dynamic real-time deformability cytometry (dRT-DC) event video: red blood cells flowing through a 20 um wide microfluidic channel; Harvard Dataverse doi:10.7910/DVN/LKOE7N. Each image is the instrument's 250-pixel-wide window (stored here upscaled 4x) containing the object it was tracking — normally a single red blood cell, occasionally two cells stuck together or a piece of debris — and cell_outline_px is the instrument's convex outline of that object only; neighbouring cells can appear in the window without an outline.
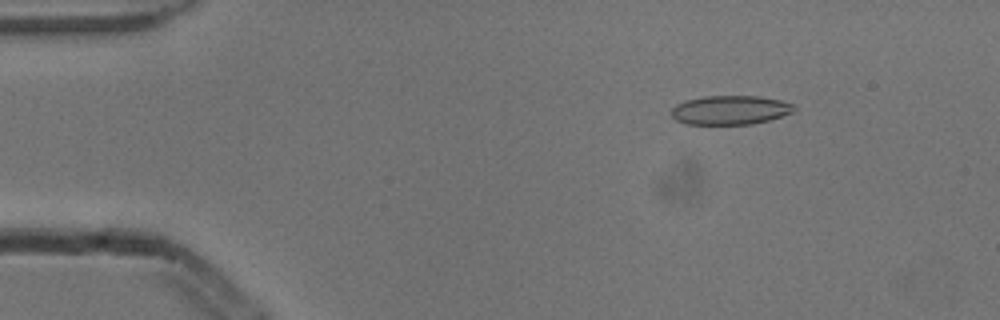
{"species": "common noctule bat (a hibernating species)", "species_latin": "Nyctalus noctula", "temperature_condition": "cold", "stored_images_in_passage": 53, "camera_frame_rate_fps": 3000, "um_per_image_px": 0.085, "animal": {"sex": "male", "body_mass_g": 13.3}, "frame": {"image": 1, "passage_image": 8, "time_ms": 2.333, "image_size_px": [1000, 320], "cell_outline_px": [[796, 108], [792, 112], [784, 116], [752, 124], [684, 124], [676, 120], [672, 116], [672, 108], [676, 104], [684, 100], [704, 96], [760, 96], [780, 100], [792, 104]], "centroid_in_image_um": [62.05, 9.35], "position_along_channel_um": 22.9, "area_um2": 20.87}}
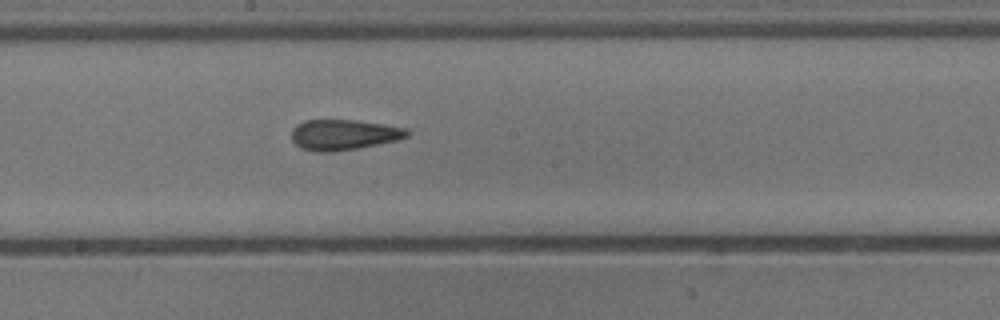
{"frame": {"image": 2, "passage_image": 29, "time_ms": 9.333, "image_size_px": [1000, 320], "cell_outline_px": [[412, 132], [408, 136], [396, 140], [356, 148], [332, 152], [320, 152], [300, 148], [292, 140], [292, 128], [296, 124], [304, 120], [356, 120], [384, 124], [408, 128]], "centroid_in_image_um": [29.22, 11.44], "position_along_channel_um": 219.0, "area_um2": 20.58}}
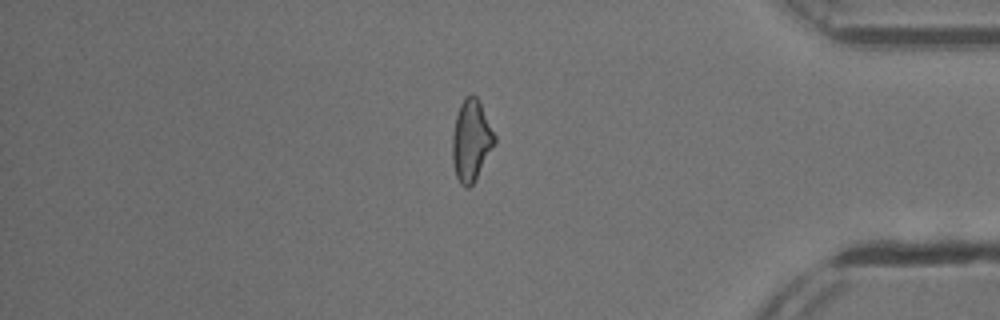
{"frame": {"image": 3, "passage_image": 45, "time_ms": 14.667, "image_size_px": [1000, 320], "cell_outline_px": [[496, 140], [472, 184], [468, 188], [464, 188], [460, 184], [456, 176], [452, 160], [452, 136], [456, 116], [460, 104], [464, 96], [472, 92], [476, 96], [496, 136]], "centroid_in_image_um": [40.02, 11.91], "position_along_channel_um": 395.2, "area_um2": 19.71}, "authors_computed_cell_mechanics": {"area_um2": 20.6924, "velocity_mm_per_s": 3.8828, "shape_relaxation_time_tau1_ms": null, "shape_relaxation_time_tau2_ms": 3.0095, "deformation_change_tau1": null, "deformation_change_tau2": 0.1086}}